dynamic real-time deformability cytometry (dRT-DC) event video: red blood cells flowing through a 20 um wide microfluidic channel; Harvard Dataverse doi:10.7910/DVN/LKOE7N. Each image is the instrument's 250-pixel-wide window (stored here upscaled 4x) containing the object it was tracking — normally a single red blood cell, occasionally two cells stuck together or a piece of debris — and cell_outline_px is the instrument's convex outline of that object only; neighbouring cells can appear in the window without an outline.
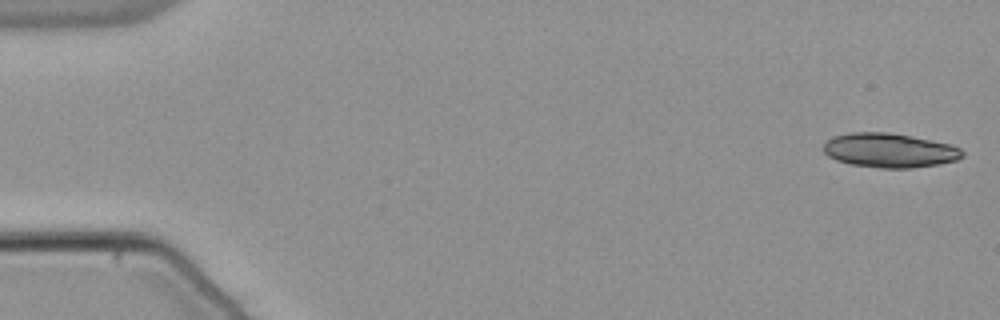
{"species": "common noctule bat (a hibernating species)", "species_latin": "Nyctalus noctula", "temperature_condition": "warm", "stored_images_in_passage": 53, "segment_of_instrument_passage": [1, 2], "camera_frame_rate_fps": 3000, "um_per_image_px": 0.085, "animal": {"sex": "male", "body_mass_g": 21.5, "forearm_length_mm": 52.0}, "frame": {"image": 1, "passage_image": 1, "time_ms": 0.0, "image_size_px": [1000, 320], "cell_outline_px": [[964, 156], [956, 160], [936, 164], [912, 168], [880, 168], [852, 164], [836, 160], [828, 156], [824, 152], [824, 144], [832, 136], [852, 132], [888, 132], [948, 144], [960, 148], [964, 152]], "centroid_in_image_um": [75.57, 12.78], "position_along_channel_um": 9.4, "area_um2": 27.46}}
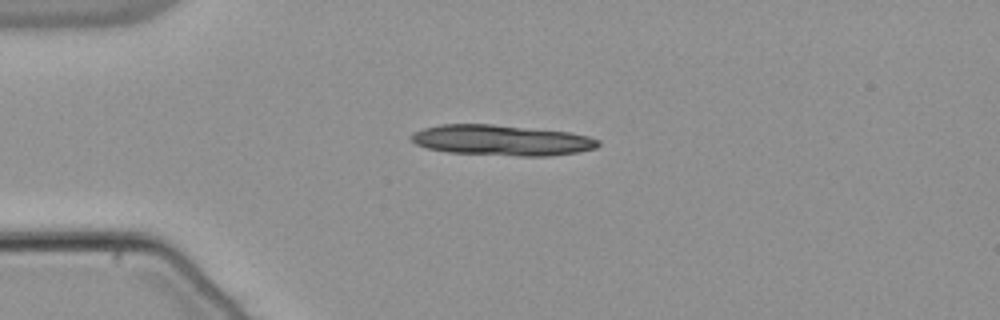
{"frame": {"image": 2, "passage_image": 13, "time_ms": 4.0, "image_size_px": [1000, 320], "cell_outline_px": [[600, 144], [596, 148], [576, 152], [548, 156], [520, 156], [448, 152], [428, 148], [416, 144], [412, 140], [412, 132], [424, 128], [440, 124], [492, 124], [572, 132], [588, 136], [600, 140]], "centroid_in_image_um": [42.66, 11.91], "position_along_channel_um": 42.3, "area_um2": 33.29}}